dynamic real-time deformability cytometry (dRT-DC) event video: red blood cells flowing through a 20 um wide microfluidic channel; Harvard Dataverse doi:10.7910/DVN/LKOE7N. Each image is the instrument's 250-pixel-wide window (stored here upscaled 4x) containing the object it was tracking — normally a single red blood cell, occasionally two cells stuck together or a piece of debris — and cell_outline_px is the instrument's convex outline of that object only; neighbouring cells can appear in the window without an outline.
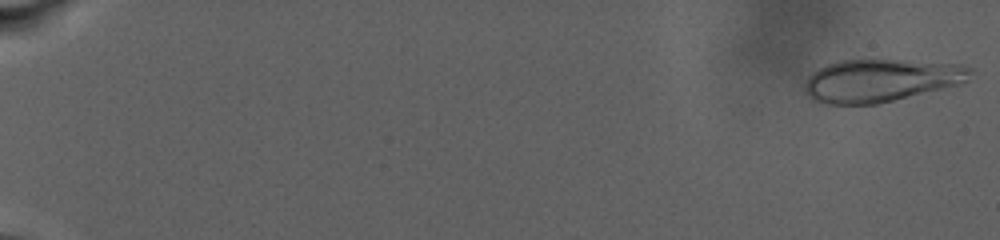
{"species": "human", "species_latin": "Homo sapiens", "temperature_condition": "warm", "stored_images_in_passage": 60, "camera_frame_rate_fps": 3000, "um_per_image_px": 0.085, "donor": {"sex": "male"}, "frame": {"image": 1, "passage_image": 1, "time_ms": 0.0, "image_size_px": [1000, 240], "cell_outline_px": [[972, 72], [968, 80], [960, 84], [876, 104], [828, 104], [816, 100], [808, 96], [804, 88], [804, 84], [808, 76], [820, 68], [828, 64], [840, 60], [904, 60], [960, 64], [972, 68]], "centroid_in_image_um": [74.88, 6.83], "position_along_channel_um": 10.1, "area_um2": 40.92}}
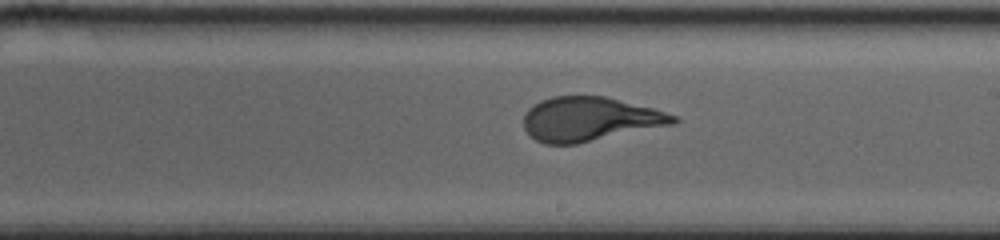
{"frame": {"image": 2, "passage_image": 37, "time_ms": 17.333, "image_size_px": [1000, 240], "cell_outline_px": [[680, 120], [672, 124], [576, 144], [544, 144], [536, 140], [524, 128], [524, 112], [532, 104], [540, 100], [552, 96], [604, 96], [652, 108], [676, 116]], "centroid_in_image_um": [50.07, 10.12], "position_along_channel_um": 238.9, "area_um2": 38.21}}
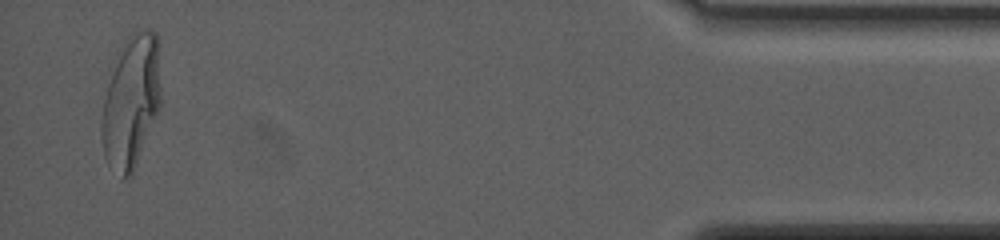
{"frame": {"image": 3, "passage_image": 59, "time_ms": 27.0, "image_size_px": [1000, 240], "cell_outline_px": [[160, 104], [132, 176], [124, 180], [120, 180], [108, 164], [104, 156], [100, 136], [100, 120], [104, 100], [108, 84], [120, 48], [124, 40], [132, 32], [144, 28], [152, 28], [156, 32], [160, 44]], "centroid_in_image_um": [11.15, 8.63], "position_along_channel_um": 424.1, "area_um2": 46.47}, "authors_computed_cell_mechanics": {"area_um2": 39.0439, "velocity_mm_per_s": 2.568, "shape_relaxation_time_tau1_ms": 8.3359, "shape_relaxation_time_tau2_ms": null, "deformation_change_tau1": 0.2655, "deformation_change_tau2": null}}